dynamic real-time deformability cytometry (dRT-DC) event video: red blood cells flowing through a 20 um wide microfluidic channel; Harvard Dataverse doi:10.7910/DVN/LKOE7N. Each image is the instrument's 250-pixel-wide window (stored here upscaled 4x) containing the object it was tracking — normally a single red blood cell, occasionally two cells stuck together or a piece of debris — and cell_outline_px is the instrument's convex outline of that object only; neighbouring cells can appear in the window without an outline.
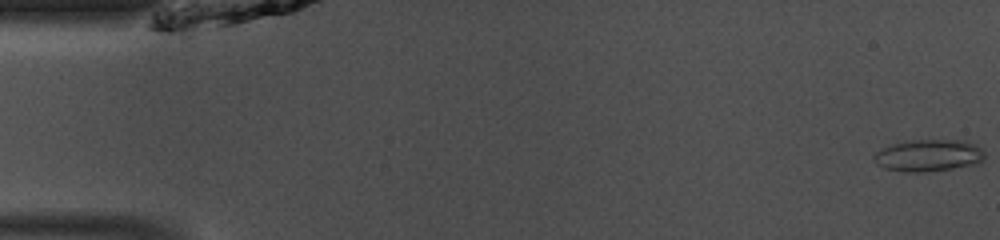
{"species": "common noctule bat (a hibernating species)", "species_latin": "Nyctalus noctula", "temperature_condition": "room temperature", "stored_images_in_passage": 48, "camera_frame_rate_fps": 3000, "um_per_image_px": 0.085, "animal": {"sex": "male", "body_mass_g": 13.0, "forearm_length_mm": 53.1}, "frame": {"image": 1, "passage_image": 1, "time_ms": 0.0, "image_size_px": [1000, 240], "cell_outline_px": [[984, 160], [980, 164], [952, 168], [920, 172], [904, 172], [884, 168], [876, 164], [872, 160], [872, 156], [880, 148], [892, 144], [912, 140], [964, 140], [976, 144], [984, 152]], "centroid_in_image_um": [78.91, 13.21], "position_along_channel_um": 6.1, "area_um2": 20.87}}
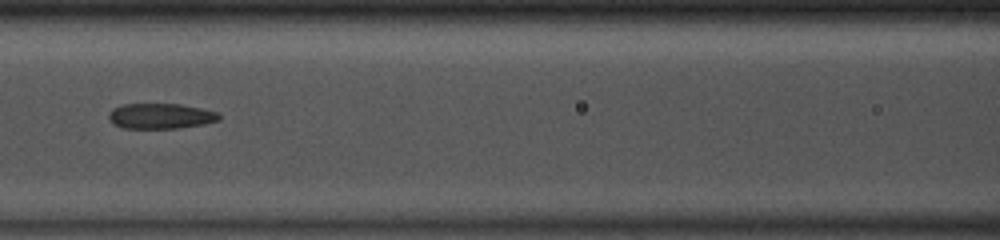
{"frame": {"image": 2, "passage_image": 21, "time_ms": 6.667, "image_size_px": [1000, 240], "cell_outline_px": [[220, 120], [204, 124], [176, 128], [124, 128], [112, 124], [108, 116], [112, 108], [124, 104], [180, 104], [220, 112]], "centroid_in_image_um": [13.66, 9.86], "position_along_channel_um": 152.9, "area_um2": 16.36}}
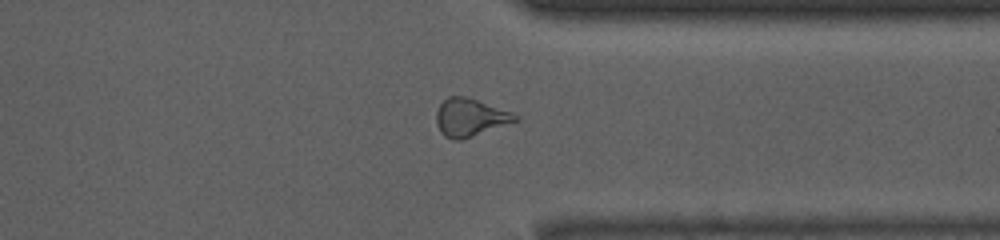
{"frame": {"image": 3, "passage_image": 37, "time_ms": 12.0, "image_size_px": [1000, 240], "cell_outline_px": [[520, 120], [460, 140], [452, 140], [444, 136], [440, 132], [436, 124], [436, 112], [440, 104], [448, 96], [464, 96], [512, 112], [520, 116]], "centroid_in_image_um": [39.95, 9.99], "position_along_channel_um": 371.5, "area_um2": 17.34}, "authors_computed_cell_mechanics": {"area_um2": 17.7446, "velocity_mm_per_s": 4.1336, "shape_relaxation_time_tau1_ms": null, "shape_relaxation_time_tau2_ms": 4.4365, "deformation_change_tau1": null, "deformation_change_tau2": 0.1082}}